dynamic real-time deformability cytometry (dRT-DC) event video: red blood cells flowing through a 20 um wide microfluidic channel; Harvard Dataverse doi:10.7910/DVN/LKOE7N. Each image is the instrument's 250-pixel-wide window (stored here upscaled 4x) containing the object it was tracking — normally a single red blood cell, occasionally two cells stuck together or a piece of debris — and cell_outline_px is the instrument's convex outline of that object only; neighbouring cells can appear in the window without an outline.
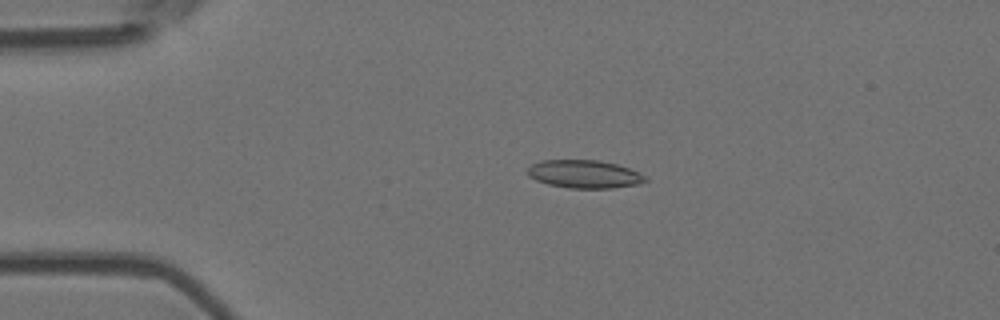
{"species": "Egyptian fruit bat (a non-hibernating species)", "species_latin": "Rousettus aegyptiacus", "temperature_condition": "room temperature", "stored_images_in_passage": 55, "camera_frame_rate_fps": 3000, "um_per_image_px": 0.085, "animal": {"sex": "female"}, "frame": {"image": 1, "passage_image": 12, "time_ms": 3.667, "image_size_px": [1000, 320], "cell_outline_px": [[648, 180], [640, 184], [612, 188], [568, 188], [548, 184], [536, 180], [528, 176], [524, 172], [532, 164], [540, 160], [600, 160], [616, 164], [640, 172], [648, 176]], "centroid_in_image_um": [49.67, 14.8], "position_along_channel_um": 35.3, "area_um2": 19.54}}
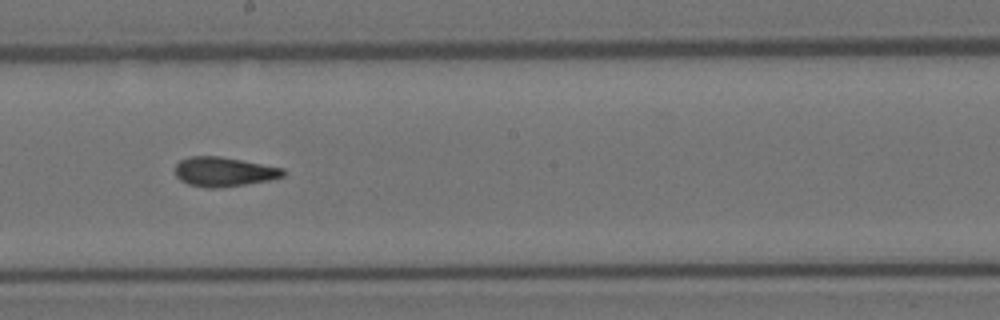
{"frame": {"image": 2, "passage_image": 31, "time_ms": 10.0, "image_size_px": [1000, 320], "cell_outline_px": [[288, 172], [284, 176], [272, 180], [220, 188], [204, 188], [188, 184], [180, 180], [176, 176], [176, 164], [180, 160], [188, 156], [220, 156], [284, 168]], "centroid_in_image_um": [19.06, 14.61], "position_along_channel_um": 229.1, "area_um2": 18.79}}
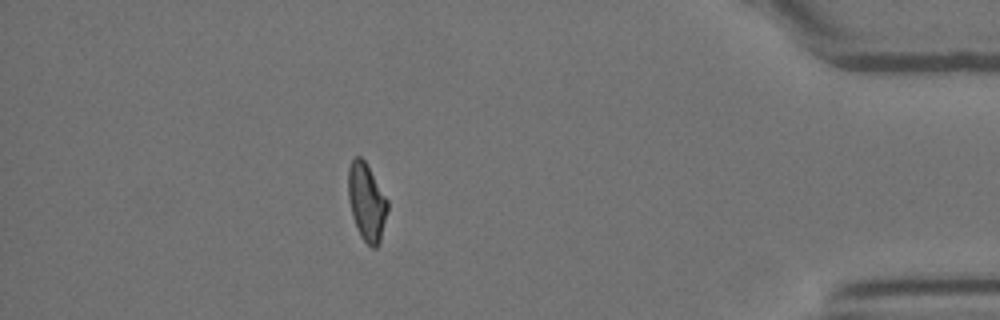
{"frame": {"image": 3, "passage_image": 49, "time_ms": 16.0, "image_size_px": [1000, 320], "cell_outline_px": [[388, 208], [380, 240], [376, 248], [372, 248], [360, 236], [356, 228], [352, 216], [348, 196], [348, 168], [352, 160], [356, 156], [360, 156], [364, 160], [388, 200]], "centroid_in_image_um": [31.15, 17.18], "position_along_channel_um": 404.1, "area_um2": 17.63}, "authors_computed_cell_mechanics": {"area_um2": 18.5538, "velocity_mm_per_s": 3.6722, "shape_relaxation_time_tau1_ms": null, "shape_relaxation_time_tau2_ms": 2.5605, "deformation_change_tau1": null, "deformation_change_tau2": 0.1048}}